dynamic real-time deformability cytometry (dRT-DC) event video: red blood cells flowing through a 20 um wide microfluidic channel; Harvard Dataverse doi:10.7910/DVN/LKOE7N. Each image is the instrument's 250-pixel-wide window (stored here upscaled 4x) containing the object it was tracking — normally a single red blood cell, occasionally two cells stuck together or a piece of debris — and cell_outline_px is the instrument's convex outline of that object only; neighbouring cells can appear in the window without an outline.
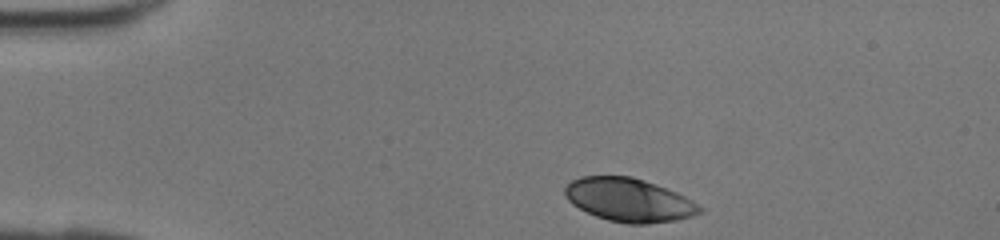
{"species": "human", "species_latin": "Homo sapiens", "temperature_condition": "room temperature", "stored_images_in_passage": 35, "camera_frame_rate_fps": 3000, "um_per_image_px": 0.085, "donor": {"sex": "female"}, "frame": {"image": 1, "passage_image": 1, "time_ms": 0.0, "image_size_px": [1000, 240], "cell_outline_px": [[704, 212], [692, 216], [676, 220], [648, 224], [628, 224], [608, 220], [596, 216], [572, 204], [564, 196], [564, 188], [572, 180], [580, 176], [632, 176], [656, 184], [676, 192], [692, 200], [704, 208]], "centroid_in_image_um": [53.48, 17.0], "position_along_channel_um": 31.5, "area_um2": 34.22}}
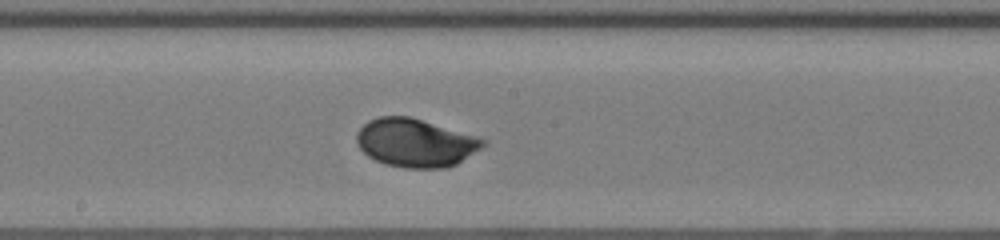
{"frame": {"image": 2, "passage_image": 16, "time_ms": 5.0, "image_size_px": [1000, 240], "cell_outline_px": [[488, 144], [456, 164], [448, 168], [404, 168], [384, 164], [368, 156], [360, 148], [356, 140], [356, 132], [368, 120], [380, 116], [408, 116], [488, 140]], "centroid_in_image_um": [35.3, 12.15], "position_along_channel_um": 212.9, "area_um2": 35.43}}
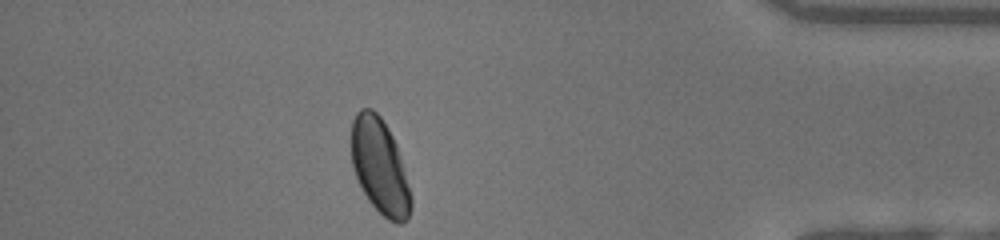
{"frame": {"image": 3, "passage_image": 30, "time_ms": 9.667, "image_size_px": [1000, 240], "cell_outline_px": [[412, 208], [408, 220], [400, 224], [396, 224], [388, 220], [368, 200], [356, 176], [352, 164], [352, 120], [356, 112], [360, 108], [372, 108], [380, 116], [388, 128], [396, 144], [412, 196]], "centroid_in_image_um": [32.3, 14.16], "position_along_channel_um": 402.9, "area_um2": 32.95}}